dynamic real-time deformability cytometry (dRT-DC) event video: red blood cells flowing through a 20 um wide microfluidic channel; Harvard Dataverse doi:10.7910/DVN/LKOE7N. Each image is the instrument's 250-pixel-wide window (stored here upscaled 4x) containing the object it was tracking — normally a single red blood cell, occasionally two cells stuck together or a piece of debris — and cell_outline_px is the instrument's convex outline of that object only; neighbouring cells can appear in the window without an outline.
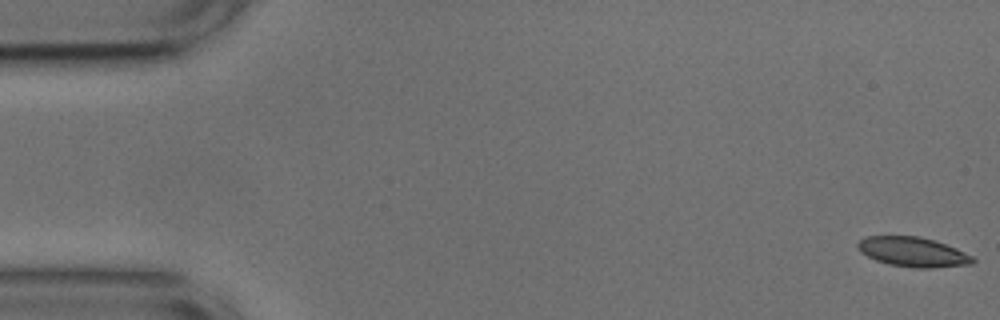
{"species": "common noctule bat (a hibernating species)", "species_latin": "Nyctalus noctula", "temperature_condition": "cold", "stored_images_in_passage": 54, "camera_frame_rate_fps": 3000, "um_per_image_px": 0.085, "animal": {"sex": "male", "body_mass_g": 17.9, "forearm_length_mm": 54.2}, "frame": {"image": 1, "passage_image": 1, "time_ms": 0.0, "image_size_px": [1000, 320], "cell_outline_px": [[976, 260], [972, 264], [932, 268], [912, 268], [888, 264], [876, 260], [860, 252], [856, 244], [860, 240], [868, 236], [920, 236], [956, 248], [972, 256]], "centroid_in_image_um": [77.59, 21.42], "position_along_channel_um": 7.4, "area_um2": 19.83}}
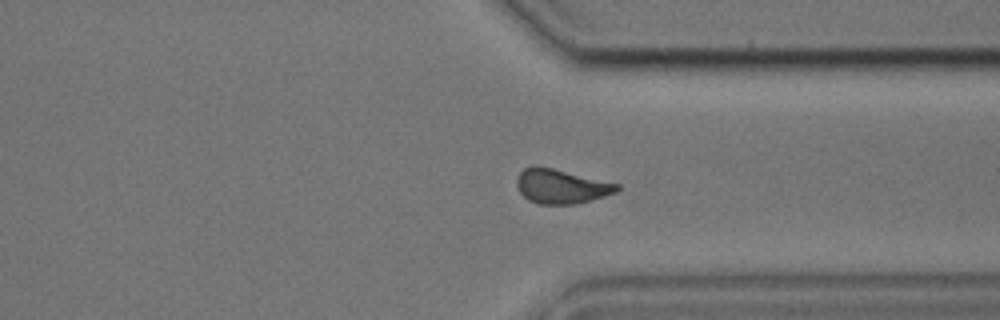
{"frame": {"image": 2, "passage_image": 40, "time_ms": 13.0, "image_size_px": [1000, 320], "cell_outline_px": [[620, 188], [616, 192], [604, 196], [576, 204], [540, 204], [528, 200], [520, 192], [516, 184], [516, 180], [520, 172], [524, 168], [532, 164], [536, 164], [620, 184]], "centroid_in_image_um": [47.67, 15.82], "position_along_channel_um": 363.7, "area_um2": 20.17}}
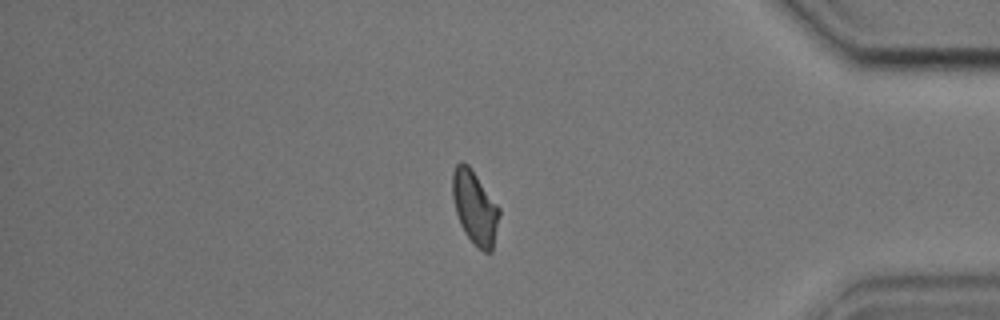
{"frame": {"image": 3, "passage_image": 45, "time_ms": 14.667, "image_size_px": [1000, 320], "cell_outline_px": [[500, 216], [492, 252], [484, 252], [464, 232], [460, 224], [456, 212], [452, 196], [452, 172], [456, 164], [460, 160], [468, 164], [500, 208]], "centroid_in_image_um": [40.36, 17.61], "position_along_channel_um": 394.8, "area_um2": 19.94}, "authors_computed_cell_mechanics": {"area_um2": 20.3167, "velocity_mm_per_s": 3.7289, "shape_relaxation_time_tau1_ms": 5.0765, "shape_relaxation_time_tau2_ms": 2.229, "deformation_change_tau1": 0.1101, "deformation_change_tau2": 0.0686}}